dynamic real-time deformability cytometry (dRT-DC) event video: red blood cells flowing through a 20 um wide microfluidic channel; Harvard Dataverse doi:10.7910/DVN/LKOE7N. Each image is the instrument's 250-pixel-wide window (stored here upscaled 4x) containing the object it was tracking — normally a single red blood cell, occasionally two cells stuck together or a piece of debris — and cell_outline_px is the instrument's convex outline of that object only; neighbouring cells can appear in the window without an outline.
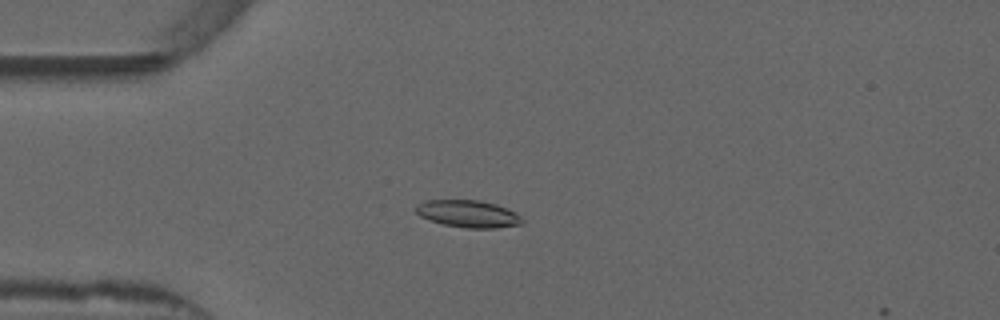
{"species": "common noctule bat (a hibernating species)", "species_latin": "Nyctalus noctula", "temperature_condition": "warm", "stored_images_in_passage": 53, "camera_frame_rate_fps": 3000, "um_per_image_px": 0.085, "animal": {"sex": "male", "forearm_length_mm": 52.5}, "frame": {"image": 1, "passage_image": 14, "time_ms": 4.333, "image_size_px": [1000, 320], "cell_outline_px": [[524, 220], [520, 224], [496, 228], [468, 228], [444, 224], [428, 220], [420, 216], [416, 212], [416, 204], [428, 200], [480, 200], [496, 204], [516, 212]], "centroid_in_image_um": [39.79, 18.17], "position_along_channel_um": 45.2, "area_um2": 16.82}}
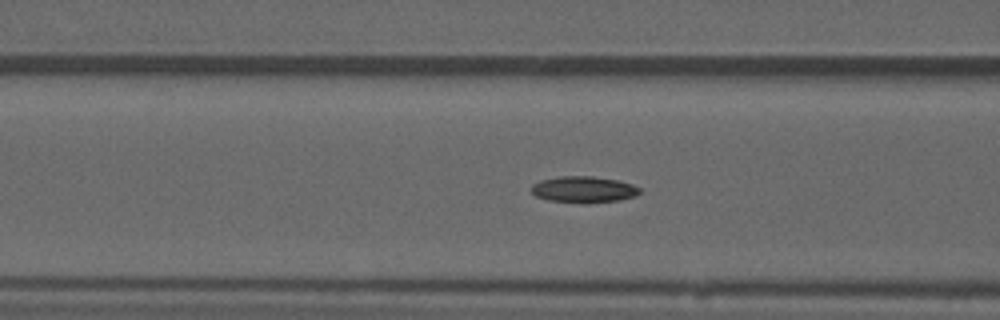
{"frame": {"image": 2, "passage_image": 21, "time_ms": 6.667, "image_size_px": [1000, 320], "cell_outline_px": [[640, 192], [636, 196], [620, 200], [588, 204], [584, 204], [548, 200], [536, 196], [528, 188], [532, 184], [540, 180], [560, 176], [592, 176], [616, 180], [632, 184], [640, 188]], "centroid_in_image_um": [49.58, 16.12], "position_along_channel_um": 117.0, "area_um2": 16.94}}
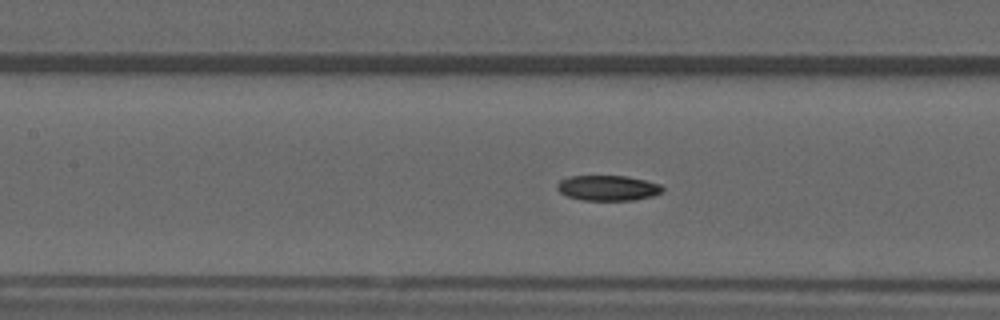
{"frame": {"image": 3, "passage_image": 24, "time_ms": 7.667, "image_size_px": [1000, 320], "cell_outline_px": [[664, 192], [652, 196], [636, 200], [580, 200], [568, 196], [560, 192], [556, 188], [556, 184], [560, 180], [568, 176], [628, 176], [648, 180], [660, 184], [664, 188]], "centroid_in_image_um": [51.69, 15.97], "position_along_channel_um": 155.7, "area_um2": 15.78}}